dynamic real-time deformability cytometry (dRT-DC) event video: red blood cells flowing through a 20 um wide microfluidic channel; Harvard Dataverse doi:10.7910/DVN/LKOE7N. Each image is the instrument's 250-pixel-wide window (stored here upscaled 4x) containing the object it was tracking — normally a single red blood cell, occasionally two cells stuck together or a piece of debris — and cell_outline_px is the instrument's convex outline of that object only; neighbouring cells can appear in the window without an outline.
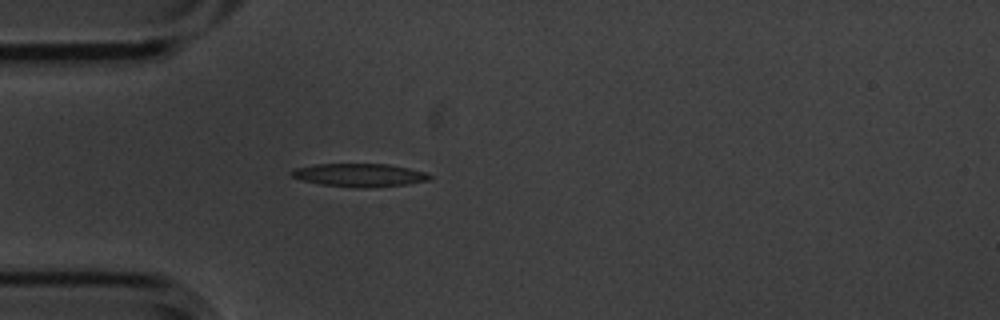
{"species": "common noctule bat (a hibernating species)", "species_latin": "Nyctalus noctula", "temperature_condition": "cold", "stored_images_in_passage": 42, "camera_frame_rate_fps": 3000, "um_per_image_px": 0.085, "animal": {"sex": "male", "body_mass_g": 20.1, "forearm_length_mm": 53.5}, "frame": {"image": 1, "passage_image": 1, "time_ms": 0.0, "image_size_px": [1000, 320], "cell_outline_px": [[432, 180], [408, 184], [320, 184], [300, 180], [292, 176], [288, 172], [296, 168], [316, 164], [388, 164], [408, 168], [424, 172], [432, 176]], "centroid_in_image_um": [30.53, 14.82], "position_along_channel_um": 54.5, "area_um2": 17.34}}
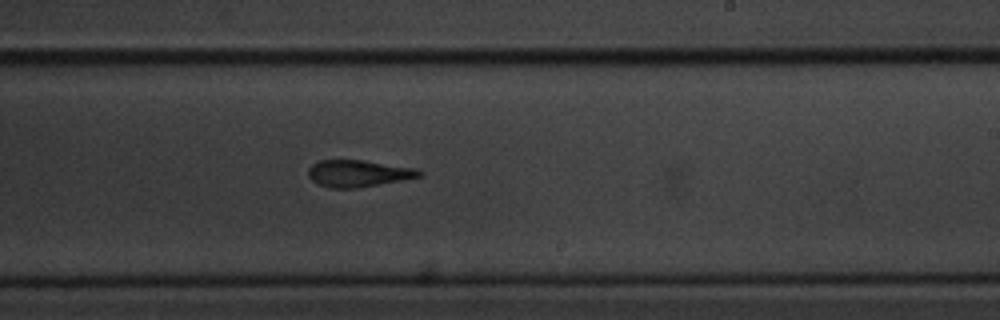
{"frame": {"image": 2, "passage_image": 19, "time_ms": 6.0, "image_size_px": [1000, 320], "cell_outline_px": [[424, 172], [420, 176], [400, 180], [356, 188], [328, 188], [316, 184], [308, 176], [308, 168], [312, 164], [320, 160], [364, 160], [416, 168]], "centroid_in_image_um": [30.41, 14.73], "position_along_channel_um": 258.6, "area_um2": 17.34}}
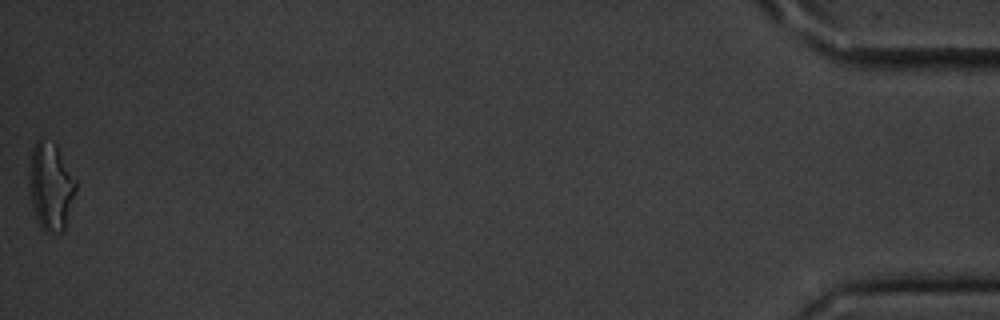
{"frame": {"image": 3, "passage_image": 42, "time_ms": 13.667, "image_size_px": [1000, 320], "cell_outline_px": [[76, 192], [64, 232], [56, 236], [52, 236], [40, 224], [36, 216], [32, 204], [28, 180], [28, 172], [32, 148], [36, 140], [40, 140], [56, 144], [76, 180]], "centroid_in_image_um": [4.32, 15.88], "position_along_channel_um": 430.9, "area_um2": 23.99}, "authors_computed_cell_mechanics": {"area_um2": 17.8024, "velocity_mm_per_s": 3.4934, "shape_relaxation_time_tau1_ms": 3.7833, "shape_relaxation_time_tau2_ms": 2.7814, "deformation_change_tau1": 0.1853, "deformation_change_tau2": 0.1428}}